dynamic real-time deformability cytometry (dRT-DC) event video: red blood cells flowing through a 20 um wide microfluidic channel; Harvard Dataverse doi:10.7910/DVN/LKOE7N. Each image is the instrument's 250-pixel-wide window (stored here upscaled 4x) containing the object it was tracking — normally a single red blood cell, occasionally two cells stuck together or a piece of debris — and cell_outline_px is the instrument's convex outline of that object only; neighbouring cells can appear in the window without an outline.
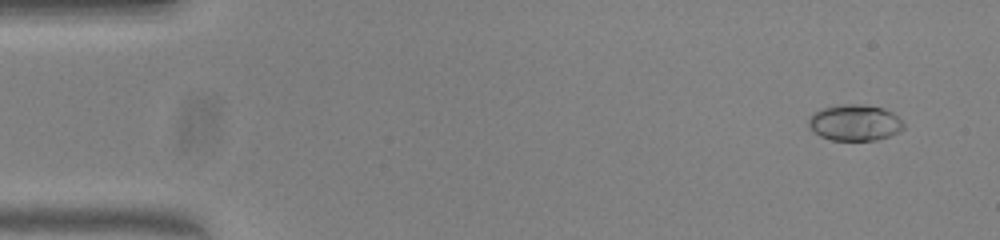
{"species": "common noctule bat (a hibernating species)", "species_latin": "Nyctalus noctula", "temperature_condition": "warm", "stored_images_in_passage": 54, "camera_frame_rate_fps": 3000, "um_per_image_px": 0.085, "animal": {"sex": "female", "body_mass_g": 23.0, "forearm_length_mm": 53.4}, "frame": {"image": 1, "passage_image": 4, "time_ms": 1.0, "image_size_px": [1000, 240], "cell_outline_px": [[904, 128], [888, 136], [876, 140], [832, 140], [820, 136], [808, 124], [808, 116], [812, 112], [824, 108], [844, 104], [864, 104], [884, 108], [892, 112], [904, 124]], "centroid_in_image_um": [72.64, 10.41], "position_along_channel_um": 12.4, "area_um2": 19.88}}
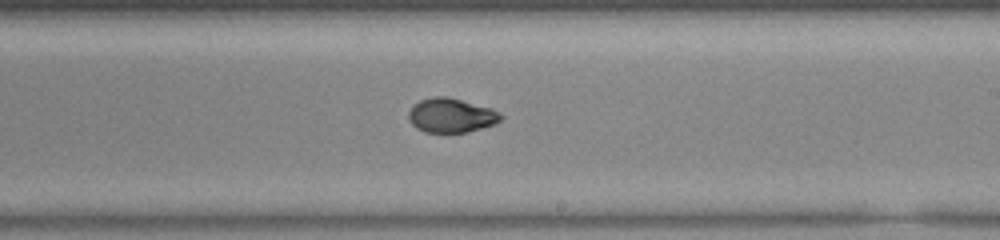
{"frame": {"image": 2, "passage_image": 32, "time_ms": 10.333, "image_size_px": [1000, 240], "cell_outline_px": [[504, 116], [496, 124], [464, 132], [424, 132], [416, 128], [412, 124], [408, 116], [408, 112], [412, 104], [420, 100], [432, 96], [448, 96], [492, 108], [500, 112]], "centroid_in_image_um": [38.34, 9.79], "position_along_channel_um": 250.7, "area_um2": 18.61}}
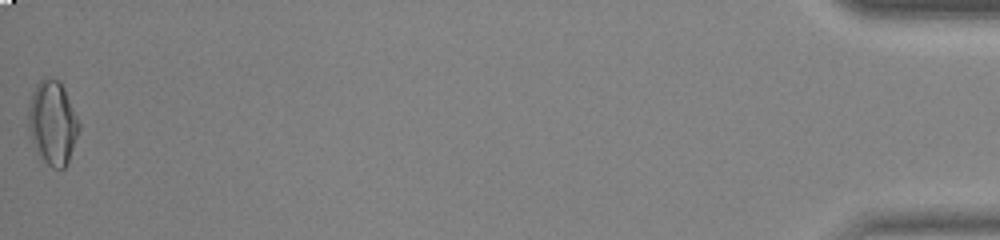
{"frame": {"image": 3, "passage_image": 54, "time_ms": 17.667, "image_size_px": [1000, 240], "cell_outline_px": [[80, 128], [68, 160], [64, 168], [52, 168], [44, 160], [32, 140], [28, 128], [28, 112], [32, 92], [36, 84], [44, 76], [60, 80], [64, 88], [80, 124]], "centroid_in_image_um": [4.47, 10.38], "position_along_channel_um": 430.7, "area_um2": 24.33}, "authors_computed_cell_mechanics": {"area_um2": 18.9006, "velocity_mm_per_s": 3.839, "shape_relaxation_time_tau1_ms": 8.9329, "shape_relaxation_time_tau2_ms": 1.2534, "deformation_change_tau1": 0.2781, "deformation_change_tau2": 0.0403}}